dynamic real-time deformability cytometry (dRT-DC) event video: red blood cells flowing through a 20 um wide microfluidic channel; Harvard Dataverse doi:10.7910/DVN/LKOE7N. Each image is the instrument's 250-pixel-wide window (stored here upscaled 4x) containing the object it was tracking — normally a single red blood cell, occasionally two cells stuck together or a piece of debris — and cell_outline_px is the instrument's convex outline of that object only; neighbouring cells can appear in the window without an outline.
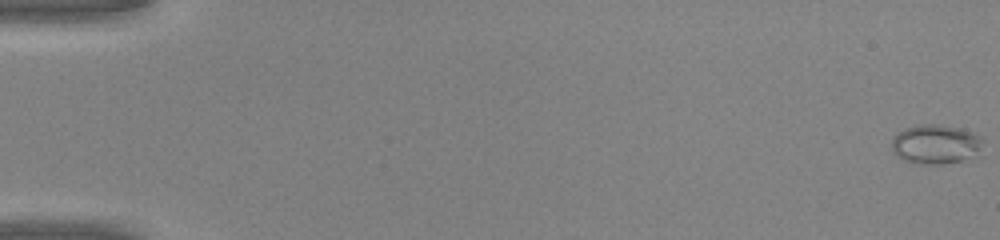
{"species": "common noctule bat (a hibernating species)", "species_latin": "Nyctalus noctula", "temperature_condition": "warm", "stored_images_in_passage": 47, "camera_frame_rate_fps": 3000, "um_per_image_px": 0.085, "animal": {"sex": "male", "body_mass_g": 20.0, "forearm_length_mm": 53.3}, "frame": {"image": 1, "passage_image": 1, "time_ms": 0.0, "image_size_px": [1000, 240], "cell_outline_px": [[984, 140], [980, 148], [960, 160], [940, 164], [912, 164], [904, 160], [892, 152], [892, 136], [896, 132], [916, 124], [940, 124], [964, 128], [980, 136]], "centroid_in_image_um": [79.44, 12.22], "position_along_channel_um": 5.6, "area_um2": 20.92}}
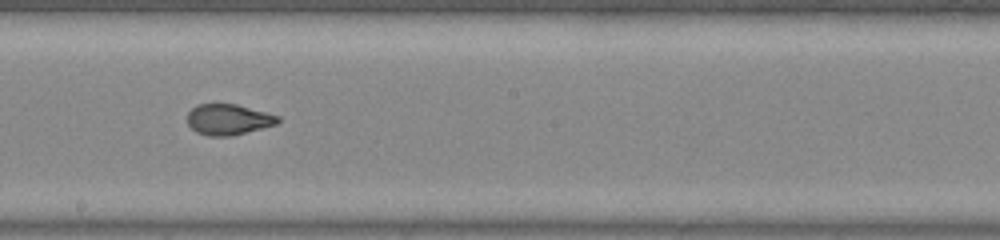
{"frame": {"image": 2, "passage_image": 28, "time_ms": 9.0, "image_size_px": [1000, 240], "cell_outline_px": [[280, 120], [276, 124], [232, 136], [208, 136], [196, 132], [188, 124], [188, 112], [196, 104], [236, 104], [280, 116]], "centroid_in_image_um": [19.4, 10.16], "position_along_channel_um": 228.8, "area_um2": 16.18}}
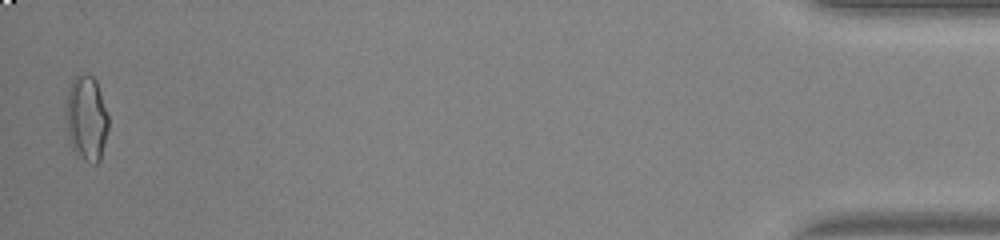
{"frame": {"image": 3, "passage_image": 47, "time_ms": 15.333, "image_size_px": [1000, 240], "cell_outline_px": [[108, 128], [100, 160], [96, 164], [92, 164], [84, 160], [72, 148], [68, 140], [64, 108], [64, 104], [68, 88], [72, 80], [80, 72], [92, 76], [96, 80], [108, 116]], "centroid_in_image_um": [7.31, 10.03], "position_along_channel_um": 427.9, "area_um2": 21.44}}